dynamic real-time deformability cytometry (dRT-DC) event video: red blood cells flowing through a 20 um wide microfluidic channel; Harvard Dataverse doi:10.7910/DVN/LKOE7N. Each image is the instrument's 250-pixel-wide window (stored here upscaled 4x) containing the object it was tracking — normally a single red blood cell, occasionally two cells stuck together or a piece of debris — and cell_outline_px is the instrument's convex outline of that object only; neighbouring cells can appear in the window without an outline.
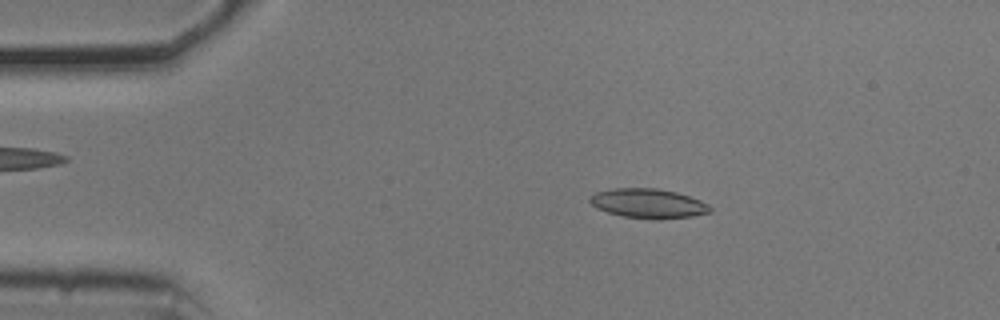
{"species": "common noctule bat (a hibernating species)", "species_latin": "Nyctalus noctula", "temperature_condition": "cold", "stored_images_in_passage": 47, "camera_frame_rate_fps": 3000, "um_per_image_px": 0.085, "animal": {"sex": "male", "body_mass_g": 20.5, "forearm_length_mm": 52.5}, "frame": {"image": 1, "passage_image": 3, "time_ms": 0.667, "image_size_px": [1000, 320], "cell_outline_px": [[712, 212], [692, 216], [624, 216], [608, 212], [596, 208], [588, 200], [588, 196], [596, 192], [612, 188], [656, 188], [676, 192], [700, 200], [708, 204], [712, 208]], "centroid_in_image_um": [55.05, 17.23], "position_along_channel_um": 29.9, "area_um2": 19.77}}
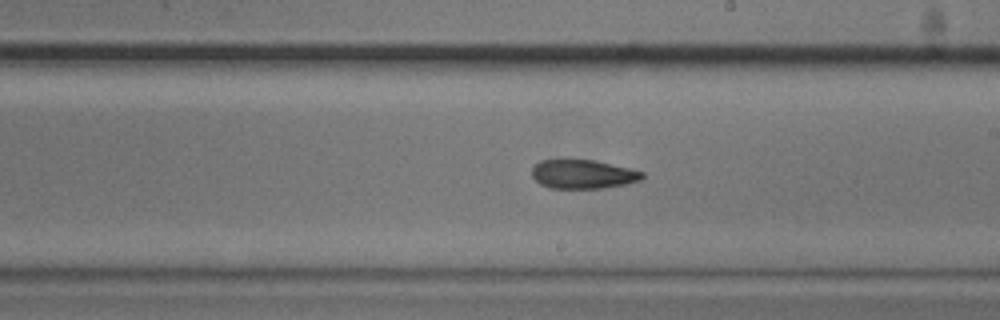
{"frame": {"image": 2, "passage_image": 24, "time_ms": 7.667, "image_size_px": [1000, 320], "cell_outline_px": [[644, 176], [640, 180], [624, 184], [604, 188], [552, 188], [540, 184], [532, 176], [532, 168], [540, 160], [592, 160], [628, 168], [644, 172]], "centroid_in_image_um": [49.53, 14.81], "position_along_channel_um": 239.5, "area_um2": 18.32}}
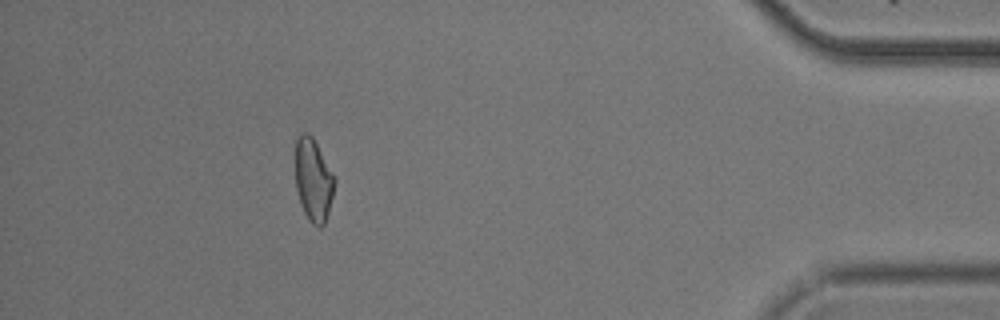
{"frame": {"image": 3, "passage_image": 42, "time_ms": 13.667, "image_size_px": [1000, 320], "cell_outline_px": [[336, 180], [328, 212], [324, 224], [320, 228], [316, 228], [308, 220], [300, 204], [296, 188], [296, 136], [300, 132], [308, 132], [312, 136], [336, 176]], "centroid_in_image_um": [26.64, 15.28], "position_along_channel_um": 408.6, "area_um2": 19.19}, "authors_computed_cell_mechanics": {"area_um2": 19.5942, "velocity_mm_per_s": 3.7051, "shape_relaxation_time_tau1_ms": null, "shape_relaxation_time_tau2_ms": 5.5652, "deformation_change_tau1": null, "deformation_change_tau2": 0.1254}}